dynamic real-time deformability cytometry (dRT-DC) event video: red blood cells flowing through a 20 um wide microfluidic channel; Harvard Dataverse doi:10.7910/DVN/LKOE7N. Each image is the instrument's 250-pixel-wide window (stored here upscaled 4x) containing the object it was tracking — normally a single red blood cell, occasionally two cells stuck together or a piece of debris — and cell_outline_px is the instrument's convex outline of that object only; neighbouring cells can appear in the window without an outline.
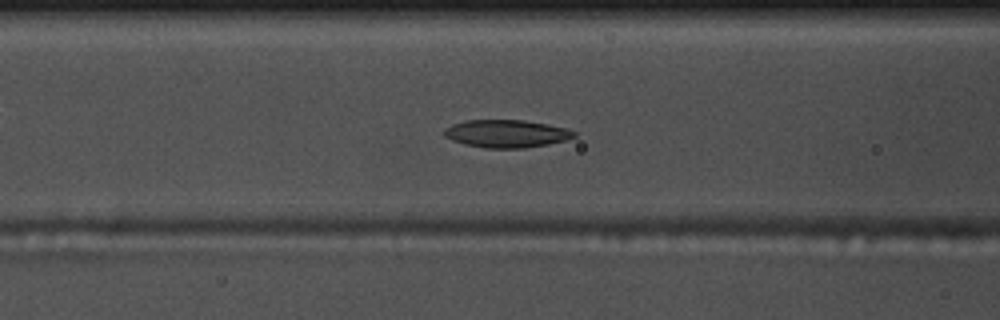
{"species": "common noctule bat (a hibernating species)", "species_latin": "Nyctalus noctula", "temperature_condition": "warm", "stored_images_in_passage": 52, "camera_frame_rate_fps": 3000, "um_per_image_px": 0.085, "animal": {"sex": "male", "body_mass_g": 17.5, "forearm_length_mm": 52.3}, "frame": {"image": 1, "passage_image": 19, "time_ms": 6.0, "image_size_px": [1000, 320], "cell_outline_px": [[576, 136], [564, 140], [548, 144], [524, 148], [484, 148], [464, 144], [452, 140], [444, 136], [444, 128], [452, 124], [468, 120], [524, 120], [548, 124], [564, 128], [576, 132]], "centroid_in_image_um": [43.02, 11.36], "position_along_channel_um": 123.6, "area_um2": 20.92}}
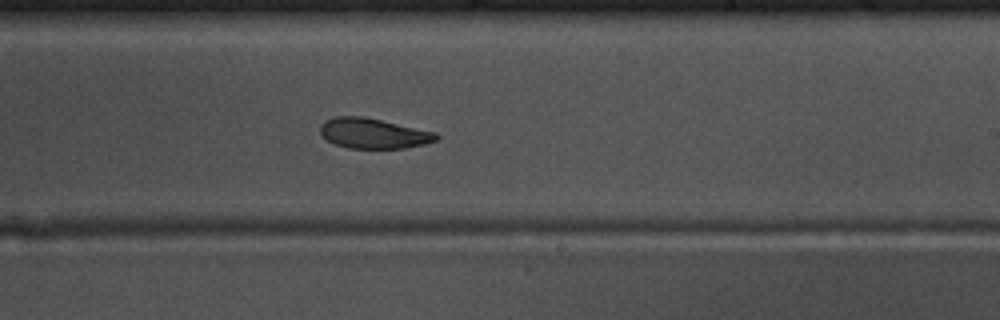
{"frame": {"image": 2, "passage_image": 30, "time_ms": 9.667, "image_size_px": [1000, 320], "cell_outline_px": [[440, 136], [436, 140], [424, 144], [404, 148], [348, 148], [336, 144], [328, 140], [320, 132], [320, 124], [324, 120], [336, 116], [364, 116], [436, 132]], "centroid_in_image_um": [31.74, 11.32], "position_along_channel_um": 257.3, "area_um2": 20.4}}
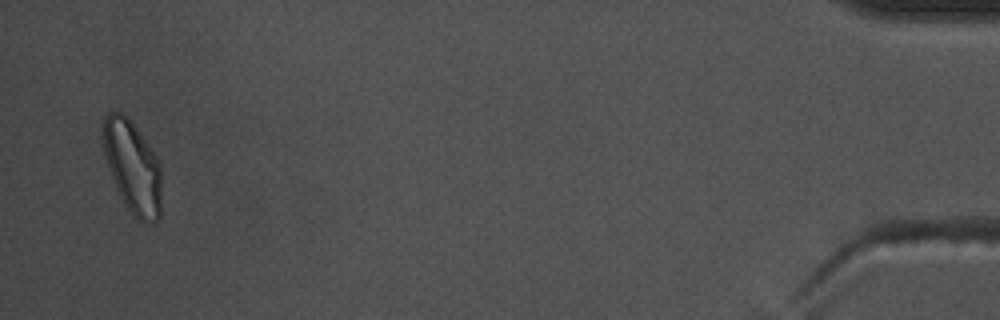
{"frame": {"image": 3, "passage_image": 51, "time_ms": 16.667, "image_size_px": [1000, 320], "cell_outline_px": [[160, 216], [152, 224], [144, 224], [124, 204], [116, 188], [104, 156], [104, 116], [108, 112], [120, 112], [132, 124], [148, 144], [156, 156], [160, 164]], "centroid_in_image_um": [11.27, 14.24], "position_along_channel_um": 423.9, "area_um2": 30.81}, "authors_computed_cell_mechanics": {"area_um2": 21.8195, "velocity_mm_per_s": 3.6614, "shape_relaxation_time_tau1_ms": 10.4302, "shape_relaxation_time_tau2_ms": 7.3278, "deformation_change_tau1": 0.1895, "deformation_change_tau2": 0.1384}}